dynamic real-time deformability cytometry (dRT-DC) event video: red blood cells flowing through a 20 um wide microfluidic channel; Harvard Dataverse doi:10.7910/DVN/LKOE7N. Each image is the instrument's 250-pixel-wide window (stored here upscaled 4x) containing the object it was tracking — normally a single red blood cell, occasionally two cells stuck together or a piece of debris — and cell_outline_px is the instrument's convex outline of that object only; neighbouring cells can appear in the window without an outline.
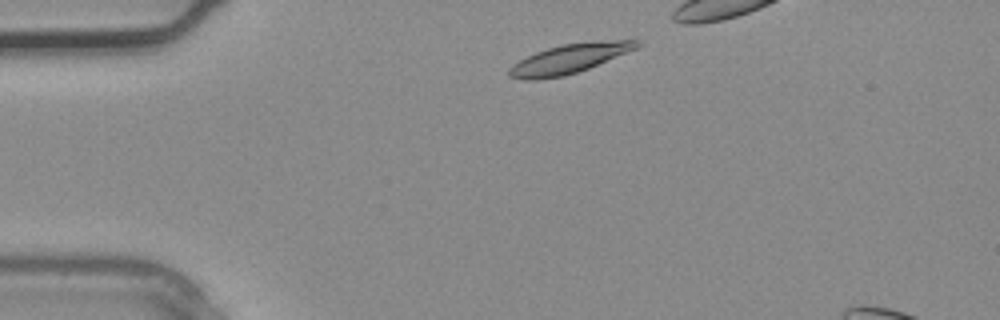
{"species": "common noctule bat (a hibernating species)", "species_latin": "Nyctalus noctula", "temperature_condition": "warm", "stored_images_in_passage": 4, "camera_frame_rate_fps": 3000, "um_per_image_px": 0.085, "animal": {"sex": "male", "body_mass_g": 20.4}, "frame": {"image": 1, "passage_image": 4, "time_ms": 1.0, "image_size_px": [1000, 320], "cell_outline_px": [[644, 44], [636, 48], [588, 68], [564, 76], [536, 80], [524, 80], [508, 76], [508, 68], [512, 64], [536, 52], [548, 48], [564, 44], [592, 40], [640, 40]], "centroid_in_image_um": [48.37, 4.98], "position_along_channel_um": 36.6, "area_um2": 21.79}}